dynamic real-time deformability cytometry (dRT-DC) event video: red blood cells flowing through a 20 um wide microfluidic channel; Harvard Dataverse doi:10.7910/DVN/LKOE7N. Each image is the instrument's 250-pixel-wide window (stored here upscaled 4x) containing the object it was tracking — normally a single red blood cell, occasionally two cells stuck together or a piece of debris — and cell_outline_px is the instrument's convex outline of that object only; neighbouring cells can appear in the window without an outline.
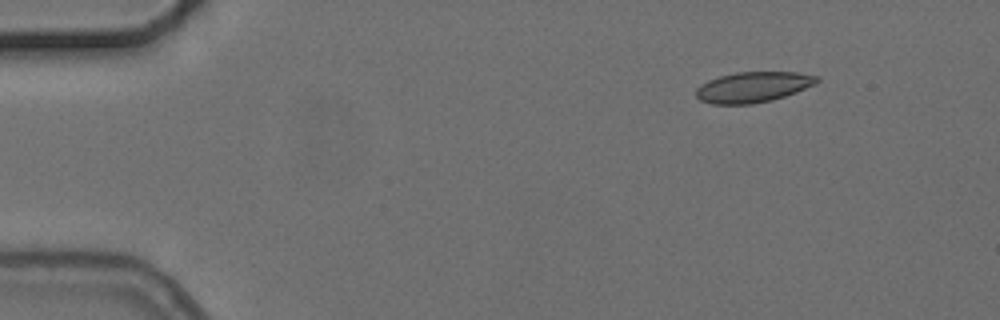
{"species": "common noctule bat (a hibernating species)", "species_latin": "Nyctalus noctula", "temperature_condition": "cold", "stored_images_in_passage": 8, "camera_frame_rate_fps": 3000, "um_per_image_px": 0.085, "animal": {"sex": "female", "body_mass_g": 24.6, "forearm_length_mm": 56.2}, "frame": {"image": 1, "passage_image": 1, "time_ms": 0.0, "image_size_px": [1000, 320], "cell_outline_px": [[820, 80], [816, 84], [796, 92], [772, 100], [752, 104], [712, 104], [700, 100], [696, 96], [696, 88], [700, 84], [708, 80], [720, 76], [736, 72], [796, 72], [820, 76]], "centroid_in_image_um": [64.02, 7.4], "position_along_channel_um": 21.0, "area_um2": 21.62}}
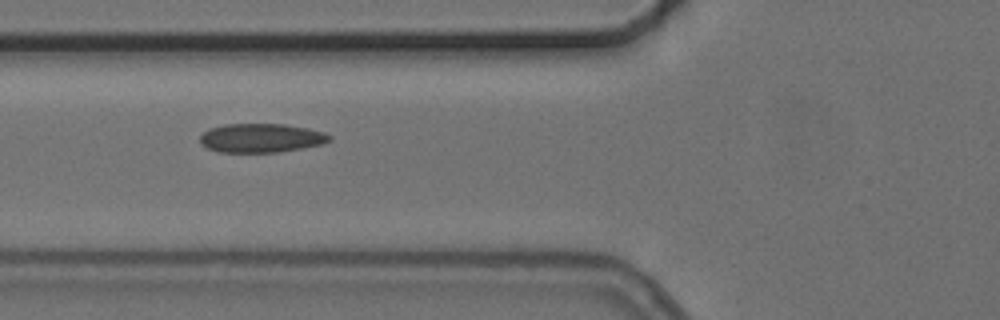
{"frame": {"image": 2, "passage_image": 5, "time_ms": 4.667, "image_size_px": [1000, 320], "cell_outline_px": [[332, 140], [320, 144], [280, 152], [216, 152], [200, 144], [200, 136], [208, 128], [224, 124], [284, 124], [308, 128], [324, 132], [332, 136]], "centroid_in_image_um": [22.17, 11.72], "position_along_channel_um": 103.6, "area_um2": 21.91}}
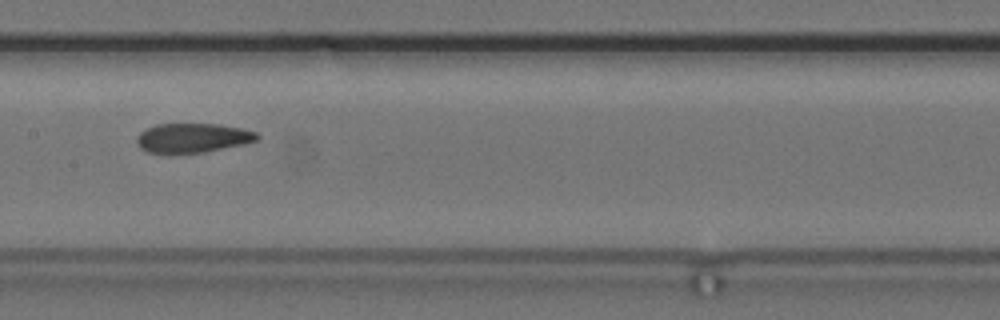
{"frame": {"image": 3, "passage_image": 7, "time_ms": 7.0, "image_size_px": [1000, 320], "cell_outline_px": [[260, 136], [256, 140], [244, 144], [204, 152], [168, 156], [148, 152], [140, 148], [136, 144], [136, 136], [140, 132], [156, 124], [220, 124], [240, 128], [256, 132]], "centroid_in_image_um": [16.3, 11.76], "position_along_channel_um": 191.1, "area_um2": 21.15}}